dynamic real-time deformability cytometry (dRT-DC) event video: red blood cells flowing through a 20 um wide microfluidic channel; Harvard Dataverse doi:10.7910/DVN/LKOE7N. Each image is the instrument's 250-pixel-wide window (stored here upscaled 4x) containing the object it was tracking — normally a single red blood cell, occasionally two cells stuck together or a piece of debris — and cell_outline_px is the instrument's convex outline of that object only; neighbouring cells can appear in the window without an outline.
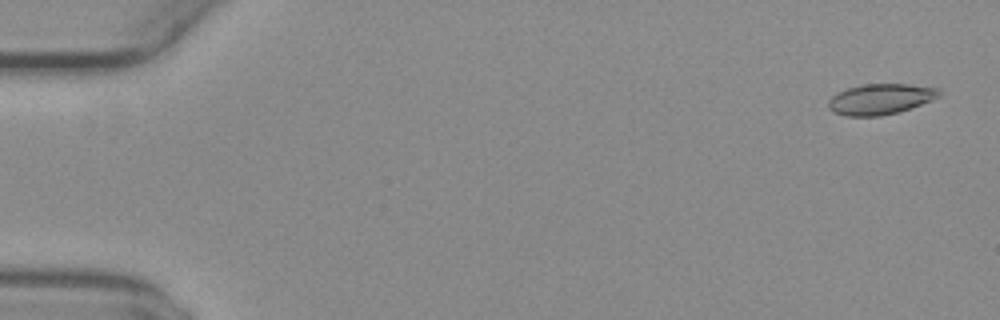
{"species": "common noctule bat (a hibernating species)", "species_latin": "Nyctalus noctula", "temperature_condition": "warm", "stored_images_in_passage": 4, "camera_frame_rate_fps": 3000, "um_per_image_px": 0.085, "animal": {"sex": "female", "body_mass_g": 29.2, "forearm_length_mm": 56.3}, "frame": {"image": 1, "passage_image": 2, "time_ms": 0.333, "image_size_px": [1000, 320], "cell_outline_px": [[940, 96], [932, 100], [896, 112], [880, 116], [844, 116], [828, 108], [828, 100], [832, 96], [848, 88], [864, 84], [908, 84], [936, 88], [940, 92]], "centroid_in_image_um": [74.81, 8.42], "position_along_channel_um": 10.2, "area_um2": 19.42}}